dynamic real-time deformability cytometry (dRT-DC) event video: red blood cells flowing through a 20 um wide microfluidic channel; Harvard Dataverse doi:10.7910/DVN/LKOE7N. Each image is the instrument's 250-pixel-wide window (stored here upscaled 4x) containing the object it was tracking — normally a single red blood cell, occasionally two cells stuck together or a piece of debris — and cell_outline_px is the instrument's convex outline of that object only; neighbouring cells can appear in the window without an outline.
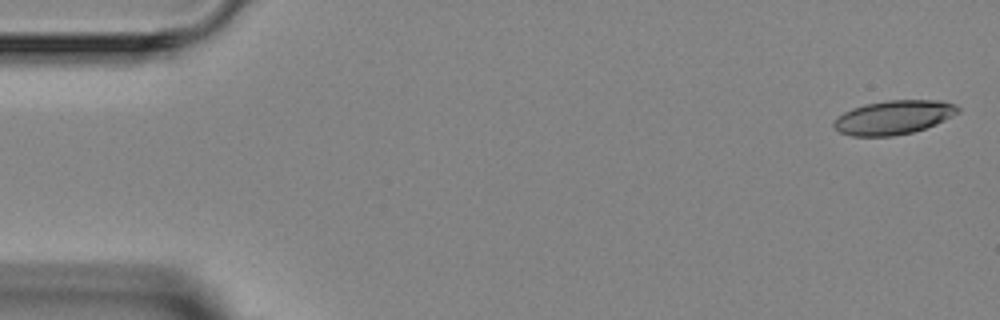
{"species": "Egyptian fruit bat (a non-hibernating species)", "species_latin": "Rousettus aegyptiacus", "temperature_condition": "room temperature", "stored_images_in_passage": 6, "camera_frame_rate_fps": 3000, "um_per_image_px": 0.085, "animal": {"sex": "female"}, "frame": {"image": 1, "passage_image": 1, "time_ms": 0.0, "image_size_px": [1000, 320], "cell_outline_px": [[960, 112], [936, 124], [912, 132], [892, 136], [852, 136], [840, 132], [832, 124], [844, 112], [852, 108], [864, 104], [888, 100], [944, 100], [956, 104], [960, 108]], "centroid_in_image_um": [76.0, 9.96], "position_along_channel_um": 9.0, "area_um2": 24.51}}
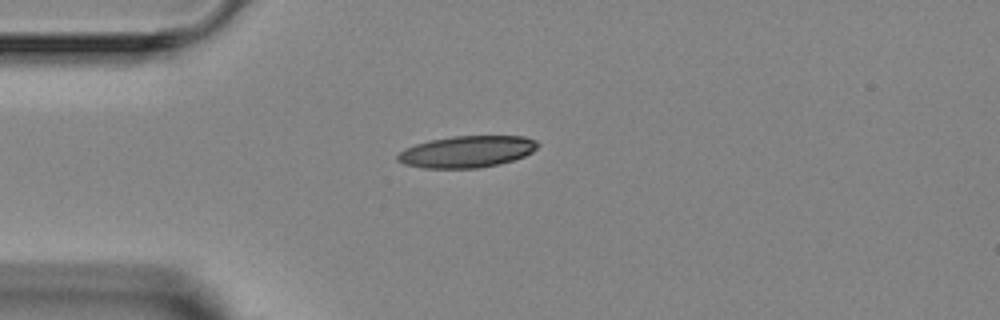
{"frame": {"image": 2, "passage_image": 4, "time_ms": 3.667, "image_size_px": [1000, 320], "cell_outline_px": [[540, 144], [532, 152], [524, 156], [500, 164], [480, 168], [424, 168], [404, 164], [396, 160], [396, 156], [404, 148], [416, 144], [432, 140], [456, 136], [524, 136], [536, 140]], "centroid_in_image_um": [39.69, 12.89], "position_along_channel_um": 45.3, "area_um2": 25.84}}
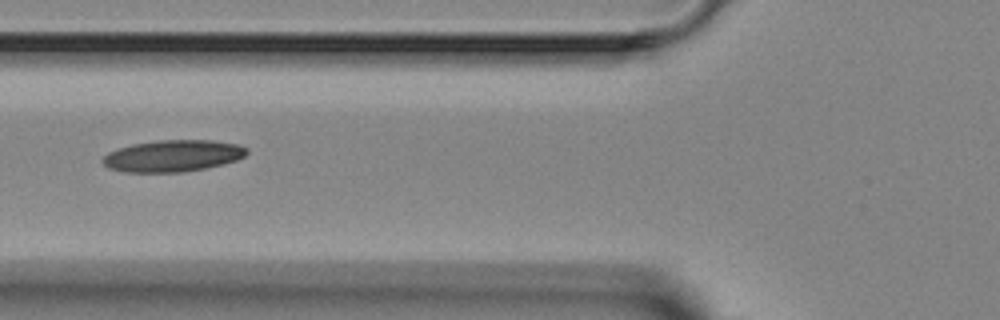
{"frame": {"image": 3, "passage_image": 6, "time_ms": 5.667, "image_size_px": [1000, 320], "cell_outline_px": [[248, 152], [244, 156], [236, 160], [224, 164], [184, 172], [124, 172], [108, 168], [100, 160], [108, 152], [132, 144], [160, 140], [212, 140], [240, 144], [248, 148]], "centroid_in_image_um": [14.7, 13.24], "position_along_channel_um": 111.1, "area_um2": 26.7}}